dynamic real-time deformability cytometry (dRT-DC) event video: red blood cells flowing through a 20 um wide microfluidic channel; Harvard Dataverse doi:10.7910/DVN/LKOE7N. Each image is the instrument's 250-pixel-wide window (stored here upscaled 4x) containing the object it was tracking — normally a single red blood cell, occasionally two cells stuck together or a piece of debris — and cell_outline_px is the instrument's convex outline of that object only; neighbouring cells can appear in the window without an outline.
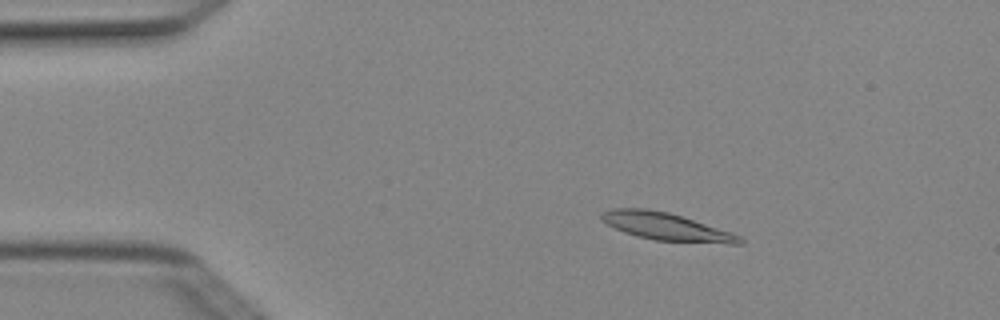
{"species": "Egyptian fruit bat (a non-hibernating species)", "species_latin": "Rousettus aegyptiacus", "temperature_condition": "cold", "stored_images_in_passage": 5, "camera_frame_rate_fps": 3000, "um_per_image_px": 0.085, "animal": {"sex": "female"}, "frame": {"image": 1, "passage_image": 3, "time_ms": 0.667, "image_size_px": [1000, 320], "cell_outline_px": [[744, 244], [728, 244], [656, 240], [636, 236], [624, 232], [600, 220], [600, 212], [612, 208], [644, 208], [668, 212], [732, 232], [740, 236], [744, 240]], "centroid_in_image_um": [56.63, 19.26], "position_along_channel_um": 28.4, "area_um2": 22.2}}
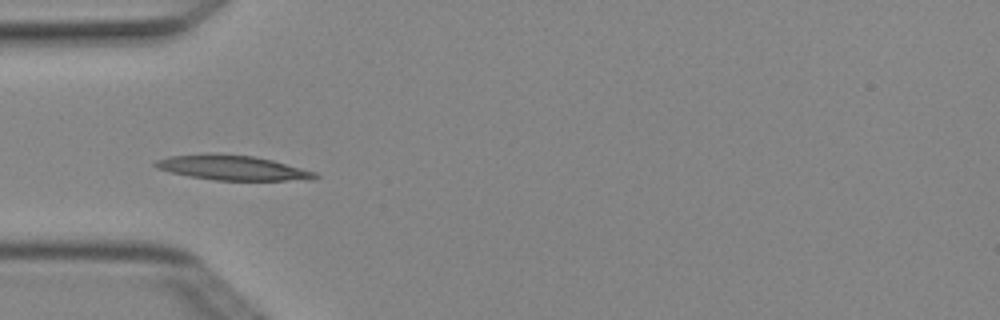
{"frame": {"image": 2, "passage_image": 5, "time_ms": 1.333, "image_size_px": [1000, 320], "cell_outline_px": [[320, 176], [312, 180], [216, 180], [188, 176], [156, 168], [152, 164], [156, 160], [168, 156], [204, 152], [212, 152], [256, 156], [272, 160], [316, 172]], "centroid_in_image_um": [19.72, 14.23], "position_along_channel_um": 65.3, "area_um2": 23.47}}